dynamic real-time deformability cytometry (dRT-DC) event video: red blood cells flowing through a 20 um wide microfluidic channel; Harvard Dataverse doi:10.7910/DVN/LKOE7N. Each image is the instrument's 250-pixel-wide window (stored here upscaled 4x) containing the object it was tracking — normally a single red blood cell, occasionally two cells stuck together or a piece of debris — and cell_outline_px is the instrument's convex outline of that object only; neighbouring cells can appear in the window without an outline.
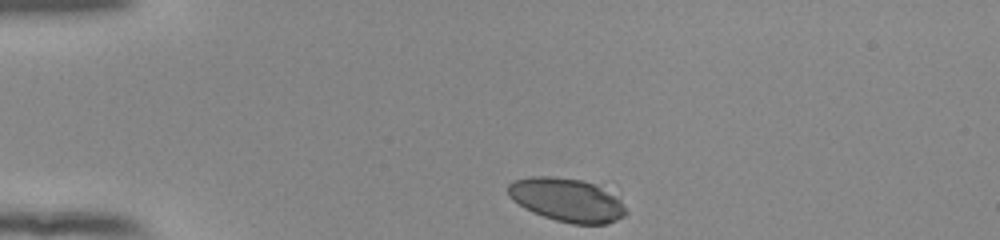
{"species": "human", "species_latin": "Homo sapiens", "temperature_condition": "room temperature", "stored_images_in_passage": 35, "camera_frame_rate_fps": 3000, "um_per_image_px": 0.085, "donor": {"sex": "female"}, "frame": {"image": 1, "passage_image": 1, "time_ms": 0.0, "image_size_px": [1000, 240], "cell_outline_px": [[628, 212], [624, 216], [616, 220], [604, 224], [572, 224], [556, 220], [532, 212], [524, 208], [512, 200], [508, 196], [508, 184], [512, 180], [528, 176], [552, 176], [584, 180], [596, 184], [620, 200]], "centroid_in_image_um": [48.14, 16.98], "position_along_channel_um": 36.9, "area_um2": 30.0}}
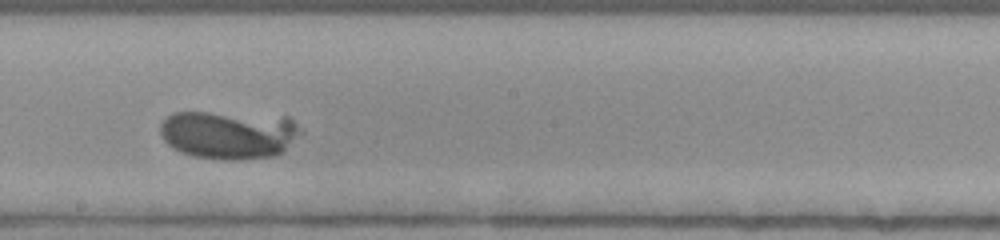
{"frame": {"image": 2, "passage_image": 20, "time_ms": 6.333, "image_size_px": [1000, 240], "cell_outline_px": [[304, 132], [280, 152], [272, 156], [240, 160], [228, 160], [196, 156], [180, 152], [172, 148], [164, 140], [160, 132], [160, 124], [172, 112], [208, 112], [288, 116]], "centroid_in_image_um": [19.44, 11.43], "position_along_channel_um": 228.8, "area_um2": 39.59}}
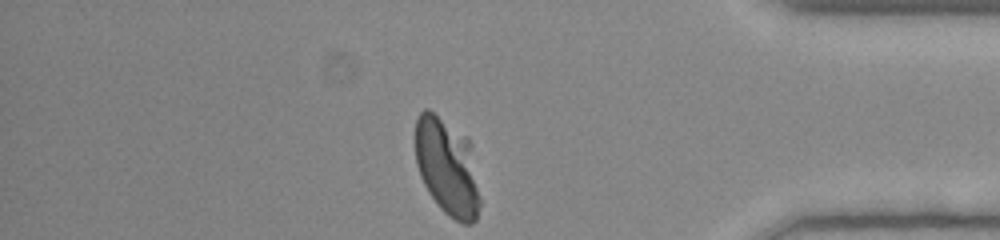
{"frame": {"image": 3, "passage_image": 35, "time_ms": 11.333, "image_size_px": [1000, 240], "cell_outline_px": [[480, 204], [476, 220], [472, 224], [464, 224], [448, 216], [440, 208], [428, 192], [420, 176], [416, 164], [416, 120], [420, 112], [424, 108], [428, 108], [464, 136], [468, 140], [480, 196]], "centroid_in_image_um": [37.99, 14.23], "position_along_channel_um": 397.2, "area_um2": 36.13}}